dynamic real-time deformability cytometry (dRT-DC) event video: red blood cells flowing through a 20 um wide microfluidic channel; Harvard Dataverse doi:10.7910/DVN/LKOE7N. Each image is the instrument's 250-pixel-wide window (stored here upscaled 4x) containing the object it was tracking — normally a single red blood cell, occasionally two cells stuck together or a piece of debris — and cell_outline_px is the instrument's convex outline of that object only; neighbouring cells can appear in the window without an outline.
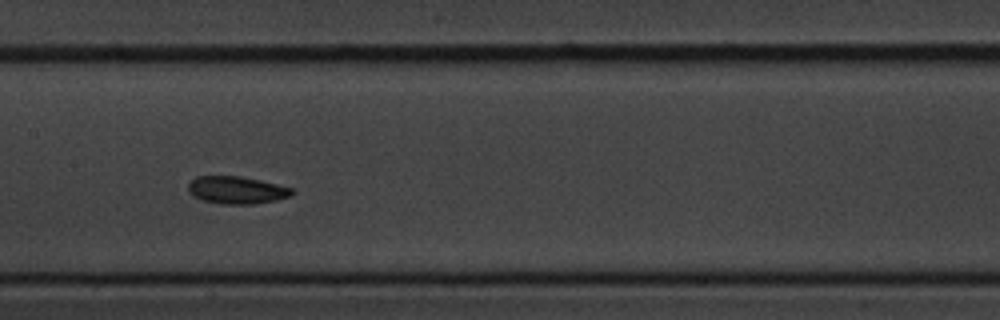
{"species": "common noctule bat (a hibernating species)", "species_latin": "Nyctalus noctula", "temperature_condition": "cold", "stored_images_in_passage": 11, "camera_frame_rate_fps": 3000, "um_per_image_px": 0.085, "animal": {"sex": "male", "body_mass_g": 20.1, "forearm_length_mm": 53.5}, "frame": {"image": 1, "passage_image": 7, "time_ms": 7.667, "image_size_px": [1000, 320], "cell_outline_px": [[296, 192], [292, 196], [276, 200], [252, 204], [220, 204], [200, 200], [192, 196], [188, 192], [188, 184], [196, 176], [240, 176], [260, 180], [292, 188]], "centroid_in_image_um": [20.1, 16.16], "position_along_channel_um": 187.3, "area_um2": 16.82}}
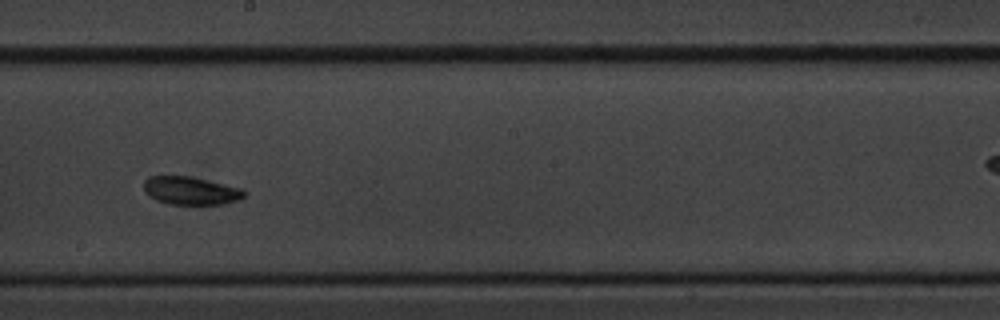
{"frame": {"image": 2, "passage_image": 8, "time_ms": 9.0, "image_size_px": [1000, 320], "cell_outline_px": [[248, 192], [240, 200], [224, 204], [168, 204], [156, 200], [144, 192], [144, 180], [148, 176], [188, 176], [208, 180], [244, 188]], "centroid_in_image_um": [16.25, 16.21], "position_along_channel_um": 231.9, "area_um2": 16.65}}
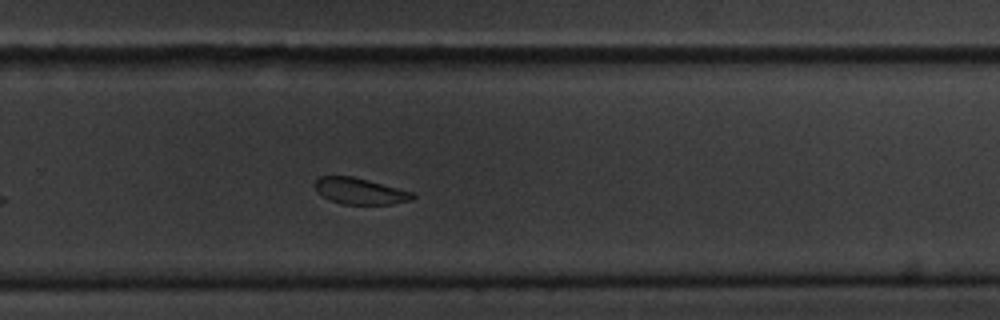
{"frame": {"image": 3, "passage_image": 10, "time_ms": 11.0, "image_size_px": [1000, 320], "cell_outline_px": [[416, 196], [412, 200], [392, 204], [340, 204], [328, 200], [316, 192], [316, 180], [320, 176], [352, 176], [368, 180], [412, 192]], "centroid_in_image_um": [30.57, 16.26], "position_along_channel_um": 299.2, "area_um2": 14.91}}